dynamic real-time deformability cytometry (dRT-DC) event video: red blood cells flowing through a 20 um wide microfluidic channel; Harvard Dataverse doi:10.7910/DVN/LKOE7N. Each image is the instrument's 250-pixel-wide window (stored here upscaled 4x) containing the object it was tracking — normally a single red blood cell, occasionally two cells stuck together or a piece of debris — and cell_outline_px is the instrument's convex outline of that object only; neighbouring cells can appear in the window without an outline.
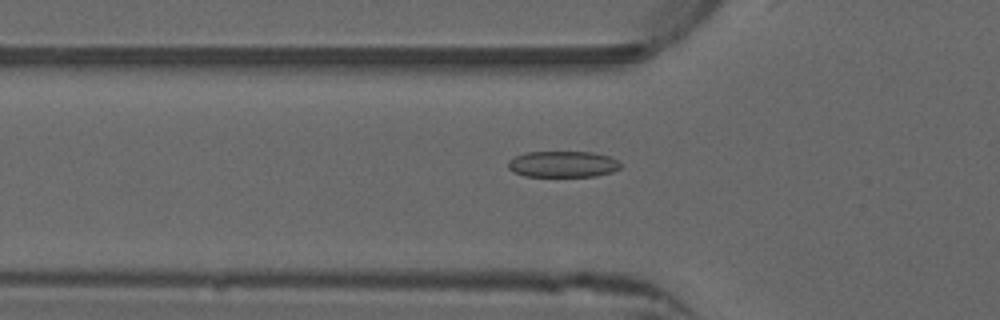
{"species": "common noctule bat (a hibernating species)", "species_latin": "Nyctalus noctula", "temperature_condition": "warm", "stored_images_in_passage": 52, "camera_frame_rate_fps": 3000, "um_per_image_px": 0.085, "animal": {"sex": "male", "forearm_length_mm": 52.5}, "frame": {"image": 1, "passage_image": 18, "time_ms": 5.667, "image_size_px": [1000, 320], "cell_outline_px": [[620, 168], [612, 172], [596, 176], [524, 176], [512, 172], [508, 168], [508, 160], [524, 152], [592, 152], [608, 156], [616, 160], [620, 164]], "centroid_in_image_um": [47.8, 13.95], "position_along_channel_um": 78.0, "area_um2": 17.17}}
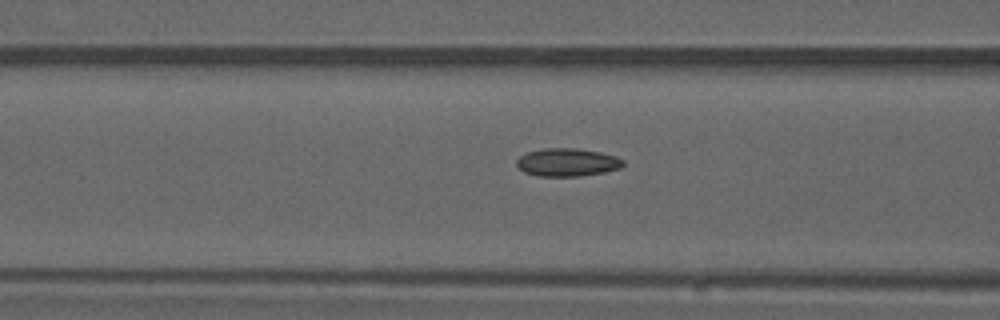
{"frame": {"image": 2, "passage_image": 21, "time_ms": 6.667, "image_size_px": [1000, 320], "cell_outline_px": [[624, 164], [620, 168], [604, 172], [580, 176], [540, 176], [524, 172], [516, 164], [516, 160], [520, 156], [528, 152], [544, 148], [576, 148], [600, 152], [616, 156], [624, 160]], "centroid_in_image_um": [48.23, 13.79], "position_along_channel_um": 118.4, "area_um2": 17.34}}
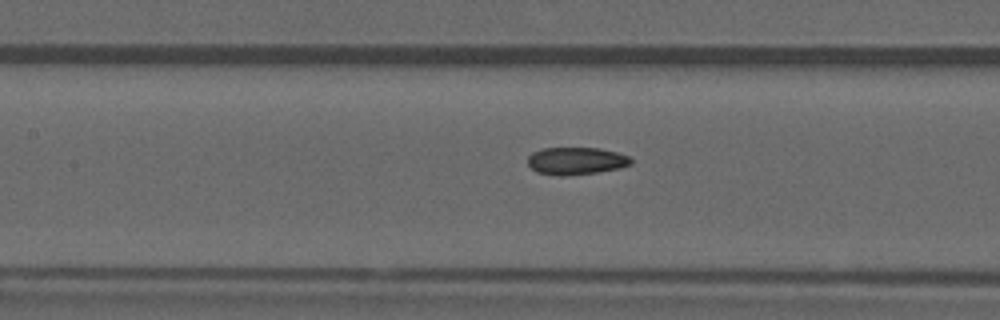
{"frame": {"image": 3, "passage_image": 24, "time_ms": 7.667, "image_size_px": [1000, 320], "cell_outline_px": [[632, 164], [616, 168], [596, 172], [560, 176], [536, 172], [528, 164], [528, 156], [532, 152], [544, 148], [600, 148], [616, 152], [628, 156], [632, 160]], "centroid_in_image_um": [48.94, 13.67], "position_along_channel_um": 158.5, "area_um2": 16.3}, "authors_computed_cell_mechanics": {"area_um2": 16.7042, "velocity_mm_per_s": 3.9774, "shape_relaxation_time_tau1_ms": null, "shape_relaxation_time_tau2_ms": 2.5392, "deformation_change_tau1": null, "deformation_change_tau2": 0.0791}}